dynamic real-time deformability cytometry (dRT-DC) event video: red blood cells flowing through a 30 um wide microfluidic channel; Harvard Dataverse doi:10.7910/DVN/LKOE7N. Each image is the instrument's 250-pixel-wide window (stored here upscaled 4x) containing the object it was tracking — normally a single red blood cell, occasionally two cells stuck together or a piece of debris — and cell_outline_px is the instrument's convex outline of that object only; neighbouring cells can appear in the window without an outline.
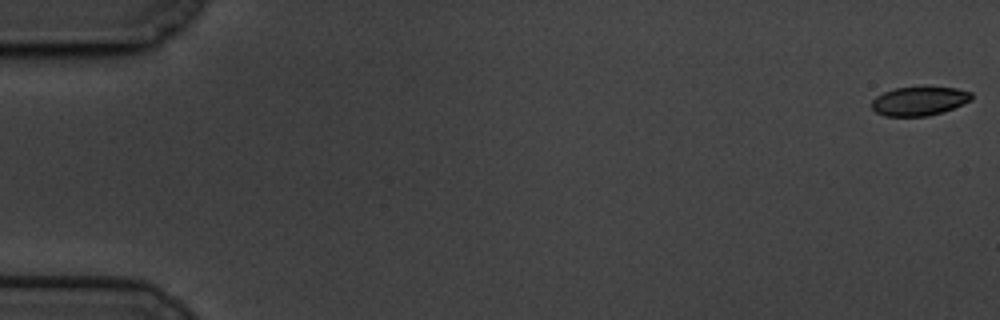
{"species": "common noctule bat (a hibernating species)", "species_latin": "Nyctalus noctula", "temperature_condition": "cold", "stored_images_in_passage": 60, "camera_frame_rate_fps": 3000, "um_per_image_px": 0.085, "animal": {"sex": "male", "body_mass_g": 19.5, "forearm_length_mm": 54.6}, "frame": {"image": 1, "passage_image": 1, "time_ms": 0.0, "image_size_px": [1000, 320], "cell_outline_px": [[972, 100], [952, 108], [928, 116], [884, 116], [876, 112], [872, 108], [872, 100], [876, 96], [884, 92], [896, 88], [956, 88], [972, 92]], "centroid_in_image_um": [78.12, 8.6], "position_along_channel_um": 6.9, "area_um2": 16.47}}
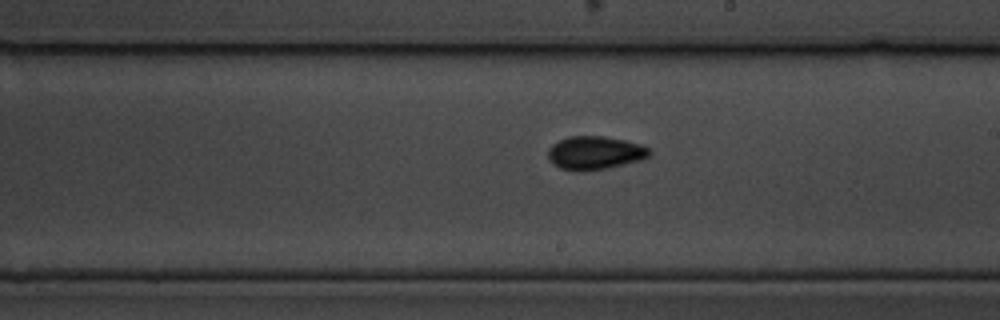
{"frame": {"image": 2, "passage_image": 35, "time_ms": 11.333, "image_size_px": [1000, 320], "cell_outline_px": [[652, 152], [648, 156], [640, 160], [604, 168], [560, 168], [552, 164], [548, 160], [548, 148], [552, 144], [568, 136], [604, 136], [624, 140], [640, 144], [648, 148]], "centroid_in_image_um": [50.55, 12.94], "position_along_channel_um": 238.4, "area_um2": 19.02}}
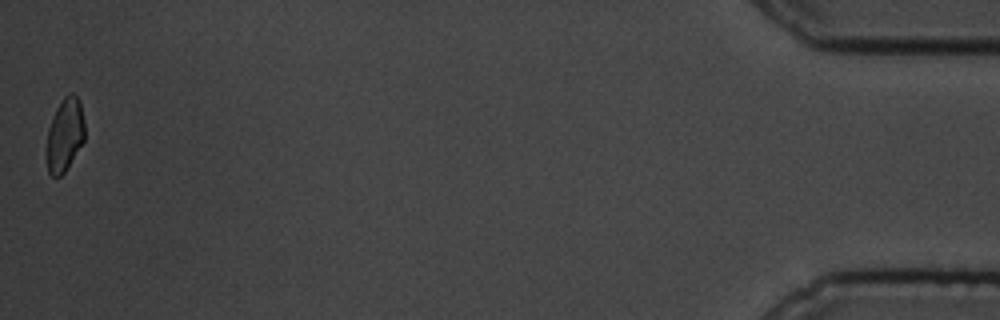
{"frame": {"image": 3, "passage_image": 60, "time_ms": 19.667, "image_size_px": [1000, 320], "cell_outline_px": [[84, 140], [64, 172], [60, 176], [52, 176], [48, 172], [48, 128], [56, 108], [64, 96], [72, 92], [80, 100], [84, 120]], "centroid_in_image_um": [5.53, 11.41], "position_along_channel_um": 429.7, "area_um2": 15.9}, "authors_computed_cell_mechanics": {"area_um2": 18.0047, "velocity_mm_per_s": 3.3808, "shape_relaxation_time_tau1_ms": 3.828, "shape_relaxation_time_tau2_ms": 5.7819, "deformation_change_tau1": 0.0959, "deformation_change_tau2": 0.0765}}